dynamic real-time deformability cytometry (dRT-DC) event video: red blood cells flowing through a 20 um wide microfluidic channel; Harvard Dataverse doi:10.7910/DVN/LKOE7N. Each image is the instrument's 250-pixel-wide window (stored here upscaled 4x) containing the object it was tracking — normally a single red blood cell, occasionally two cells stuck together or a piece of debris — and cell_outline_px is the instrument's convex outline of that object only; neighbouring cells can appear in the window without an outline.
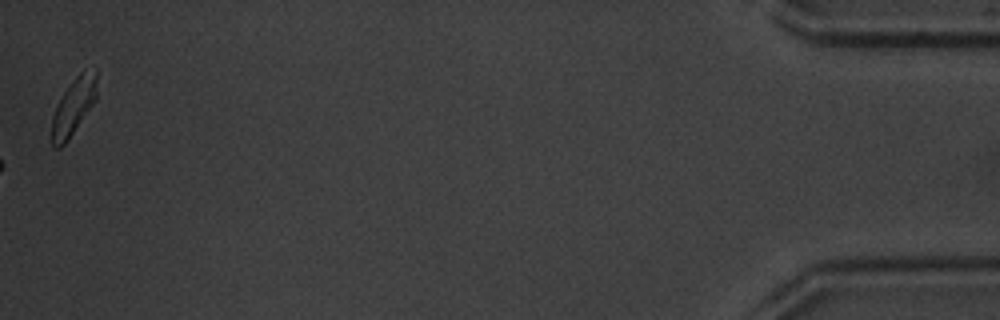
{"species": "common noctule bat (a hibernating species)", "species_latin": "Nyctalus noctula", "temperature_condition": "warm", "stored_images_in_passage": 41, "camera_frame_rate_fps": 3000, "um_per_image_px": 0.085, "animal": {"sex": "male", "body_mass_g": 20.1, "forearm_length_mm": 53.5}, "frame": {"image": 1, "passage_image": 41, "time_ms": 13.333, "image_size_px": [1000, 320], "cell_outline_px": [[96, 100], [64, 144], [60, 148], [52, 148], [52, 116], [56, 104], [72, 80], [84, 68], [96, 68]], "centroid_in_image_um": [6.25, 9.01], "position_along_channel_um": 429.0, "area_um2": 14.85}, "authors_computed_cell_mechanics": {"area_um2": 18.0336, "velocity_mm_per_s": 4.0492, "shape_relaxation_time_tau1_ms": 4.5248, "shape_relaxation_time_tau2_ms": 4.9702, "deformation_change_tau1": 0.156, "deformation_change_tau2": 0.1607}}